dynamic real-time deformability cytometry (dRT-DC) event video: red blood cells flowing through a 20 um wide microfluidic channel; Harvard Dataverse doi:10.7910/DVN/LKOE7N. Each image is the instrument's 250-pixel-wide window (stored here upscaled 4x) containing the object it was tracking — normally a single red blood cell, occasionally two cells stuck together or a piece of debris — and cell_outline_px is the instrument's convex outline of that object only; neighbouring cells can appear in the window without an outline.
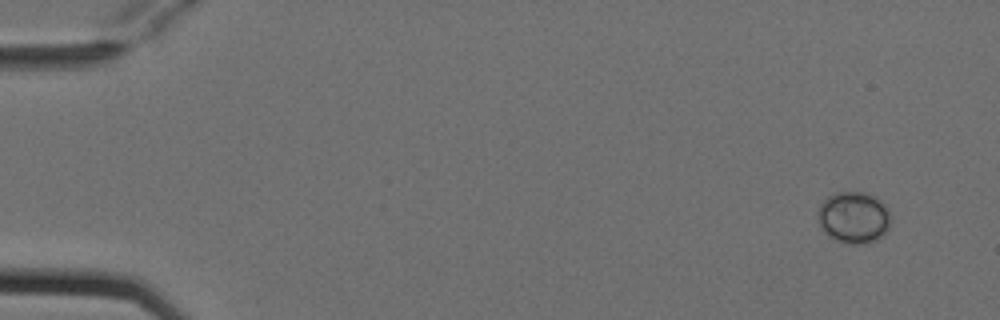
{"species": "Egyptian fruit bat (a non-hibernating species)", "species_latin": "Rousettus aegyptiacus", "temperature_condition": "cold", "stored_images_in_passage": 7, "camera_frame_rate_fps": 3000, "um_per_image_px": 0.085, "animal": {"sex": "female"}, "frame": {"image": 1, "passage_image": 1, "time_ms": 0.0, "image_size_px": [1000, 320], "cell_outline_px": [[892, 220], [888, 228], [876, 240], [868, 244], [848, 244], [832, 240], [820, 228], [816, 216], [816, 212], [820, 204], [828, 196], [836, 192], [864, 192], [876, 196], [884, 204]], "centroid_in_image_um": [72.52, 18.5], "position_along_channel_um": 12.5, "area_um2": 22.43}}
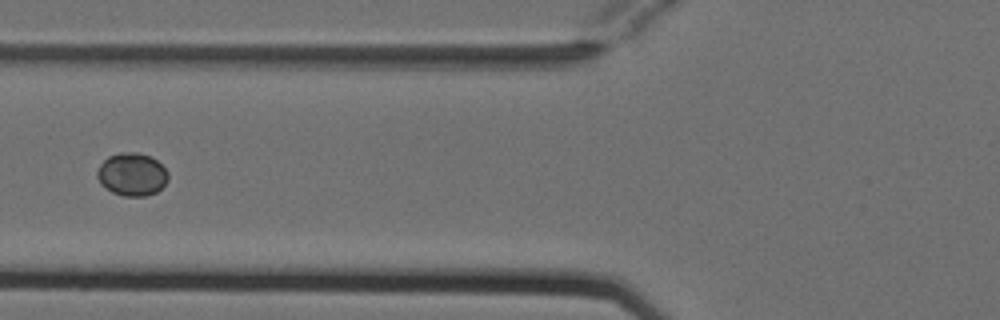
{"frame": {"image": 2, "passage_image": 6, "time_ms": 1.667, "image_size_px": [1000, 320], "cell_outline_px": [[168, 180], [156, 192], [144, 196], [124, 196], [112, 192], [100, 184], [96, 176], [96, 172], [100, 164], [108, 156], [120, 152], [136, 152], [148, 156], [156, 160], [168, 172]], "centroid_in_image_um": [11.18, 14.82], "position_along_channel_um": 114.6, "area_um2": 17.69}}
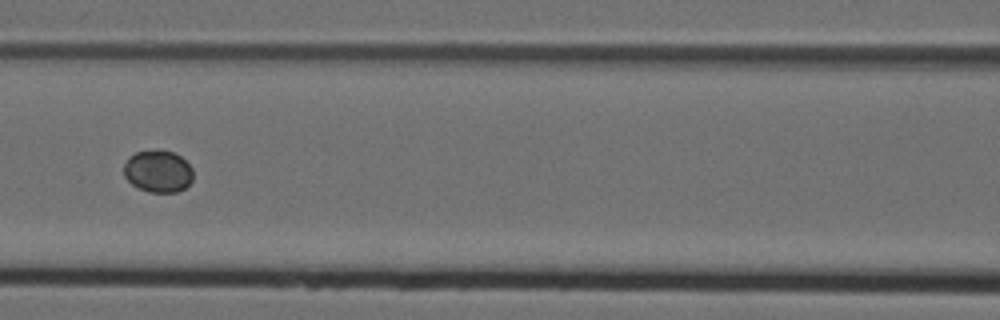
{"frame": {"image": 3, "passage_image": 7, "time_ms": 2.0, "image_size_px": [1000, 320], "cell_outline_px": [[192, 180], [184, 188], [176, 192], [148, 192], [132, 184], [124, 176], [124, 164], [128, 156], [136, 152], [172, 152], [180, 156], [192, 168]], "centroid_in_image_um": [13.41, 14.59], "position_along_channel_um": 153.2, "area_um2": 16.59}}